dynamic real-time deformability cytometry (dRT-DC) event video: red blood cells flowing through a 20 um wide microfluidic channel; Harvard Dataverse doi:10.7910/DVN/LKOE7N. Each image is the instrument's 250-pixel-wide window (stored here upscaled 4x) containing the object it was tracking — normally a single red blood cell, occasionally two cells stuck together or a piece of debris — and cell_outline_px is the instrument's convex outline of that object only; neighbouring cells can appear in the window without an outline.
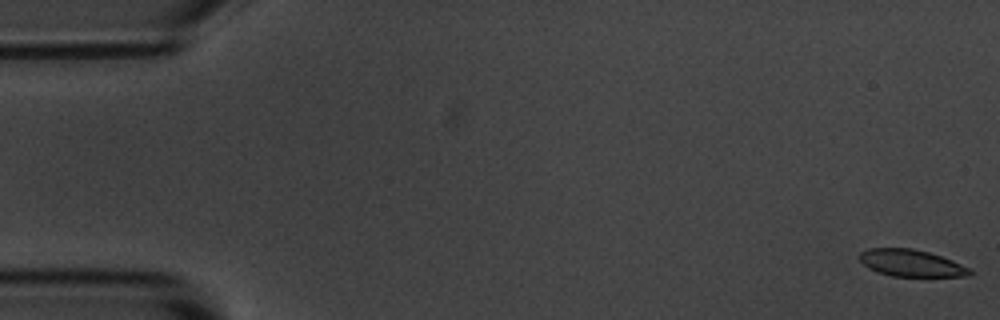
{"species": "common noctule bat (a hibernating species)", "species_latin": "Nyctalus noctula", "temperature_condition": "room temperature", "stored_images_in_passage": 55, "camera_frame_rate_fps": 3000, "um_per_image_px": 0.085, "animal": {"sex": "male", "body_mass_g": 20.1, "forearm_length_mm": 53.5}, "frame": {"image": 1, "passage_image": 1, "time_ms": 0.0, "image_size_px": [1000, 320], "cell_outline_px": [[972, 272], [968, 276], [892, 276], [876, 272], [868, 268], [856, 256], [860, 252], [868, 248], [912, 248], [928, 252], [952, 260], [968, 268]], "centroid_in_image_um": [77.37, 22.35], "position_along_channel_um": 7.6, "area_um2": 17.22}}
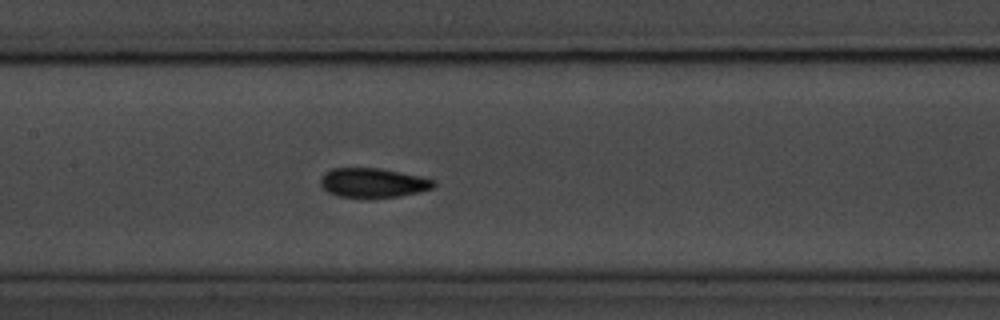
{"frame": {"image": 2, "passage_image": 26, "time_ms": 8.333, "image_size_px": [1000, 320], "cell_outline_px": [[436, 184], [432, 188], [420, 192], [400, 196], [336, 196], [328, 192], [320, 184], [320, 180], [324, 172], [332, 168], [380, 168], [420, 176], [436, 180]], "centroid_in_image_um": [31.71, 15.51], "position_along_channel_um": 175.7, "area_um2": 19.13}}
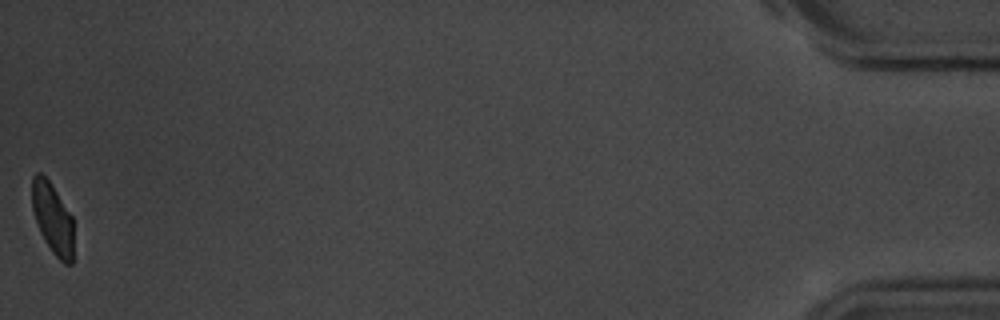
{"frame": {"image": 3, "passage_image": 55, "time_ms": 18.0, "image_size_px": [1000, 320], "cell_outline_px": [[72, 264], [64, 264], [52, 252], [44, 240], [40, 232], [32, 208], [32, 176], [36, 172], [40, 172], [48, 180], [72, 216]], "centroid_in_image_um": [4.45, 18.56], "position_along_channel_um": 430.7, "area_um2": 16.88}, "authors_computed_cell_mechanics": {"area_um2": 19.0162, "velocity_mm_per_s": 3.6546, "shape_relaxation_time_tau1_ms": 2.4887, "shape_relaxation_time_tau2_ms": 2.0813, "deformation_change_tau1": 0.1098, "deformation_change_tau2": 0.076}}